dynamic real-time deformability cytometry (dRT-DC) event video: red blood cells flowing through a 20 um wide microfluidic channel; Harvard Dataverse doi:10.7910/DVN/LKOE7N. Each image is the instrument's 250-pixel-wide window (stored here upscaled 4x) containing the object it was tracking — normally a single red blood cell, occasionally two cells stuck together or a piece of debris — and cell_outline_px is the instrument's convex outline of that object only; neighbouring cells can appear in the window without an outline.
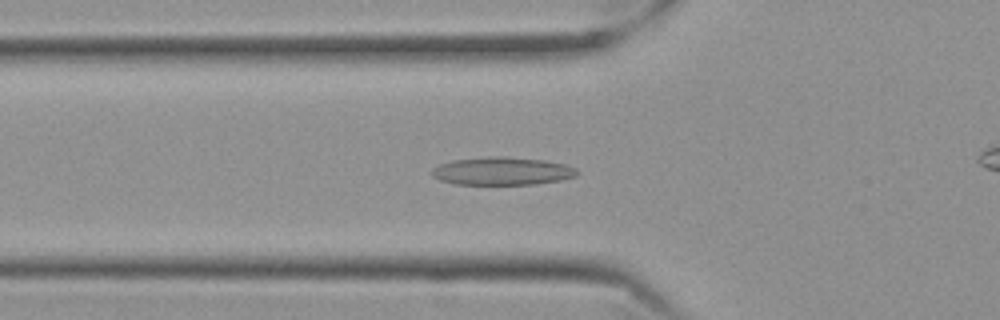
{"species": "Egyptian fruit bat (a non-hibernating species)", "species_latin": "Rousettus aegyptiacus", "temperature_condition": "cold", "stored_images_in_passage": 58, "camera_frame_rate_fps": 3000, "um_per_image_px": 0.085, "frame": {"image": 1, "passage_image": 20, "time_ms": 6.333, "image_size_px": [1000, 320], "cell_outline_px": [[576, 176], [560, 180], [536, 184], [456, 184], [440, 180], [432, 176], [432, 172], [440, 164], [452, 160], [496, 156], [500, 156], [544, 160], [564, 164], [576, 168]], "centroid_in_image_um": [42.69, 14.54], "position_along_channel_um": 83.1, "area_um2": 23.29}}
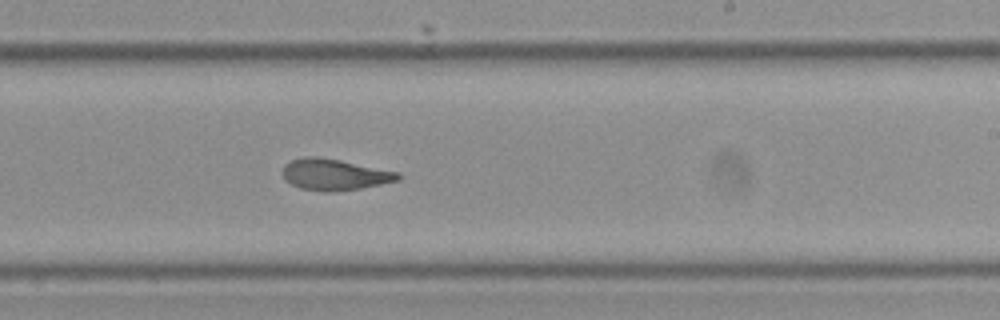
{"frame": {"image": 2, "passage_image": 35, "time_ms": 11.333, "image_size_px": [1000, 320], "cell_outline_px": [[400, 180], [360, 188], [332, 192], [328, 192], [300, 188], [284, 180], [284, 164], [292, 160], [304, 156], [316, 156], [340, 160], [400, 172]], "centroid_in_image_um": [28.44, 14.83], "position_along_channel_um": 260.6, "area_um2": 20.92}}
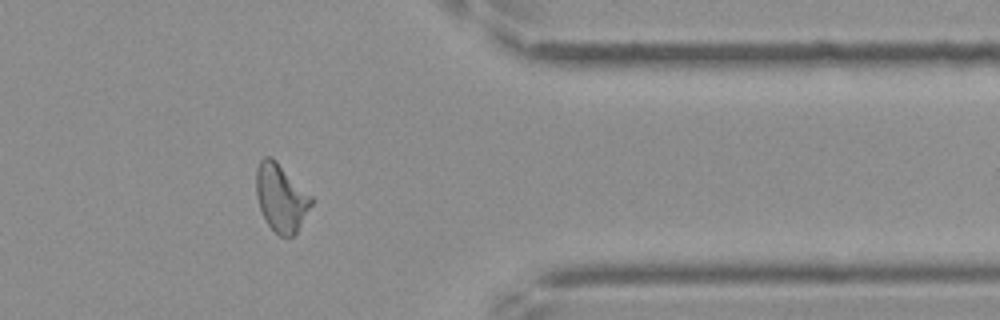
{"frame": {"image": 3, "passage_image": 47, "time_ms": 15.333, "image_size_px": [1000, 320], "cell_outline_px": [[312, 204], [296, 232], [292, 236], [280, 236], [268, 224], [260, 208], [256, 196], [256, 168], [260, 160], [264, 156], [272, 156], [312, 196]], "centroid_in_image_um": [23.87, 16.76], "position_along_channel_um": 387.5, "area_um2": 21.5}, "authors_computed_cell_mechanics": {"area_um2": 21.7328, "velocity_mm_per_s": 3.5249, "shape_relaxation_time_tau1_ms": 6.4091, "shape_relaxation_time_tau2_ms": 1.9536, "deformation_change_tau1": 0.1893, "deformation_change_tau2": 0.0923}}